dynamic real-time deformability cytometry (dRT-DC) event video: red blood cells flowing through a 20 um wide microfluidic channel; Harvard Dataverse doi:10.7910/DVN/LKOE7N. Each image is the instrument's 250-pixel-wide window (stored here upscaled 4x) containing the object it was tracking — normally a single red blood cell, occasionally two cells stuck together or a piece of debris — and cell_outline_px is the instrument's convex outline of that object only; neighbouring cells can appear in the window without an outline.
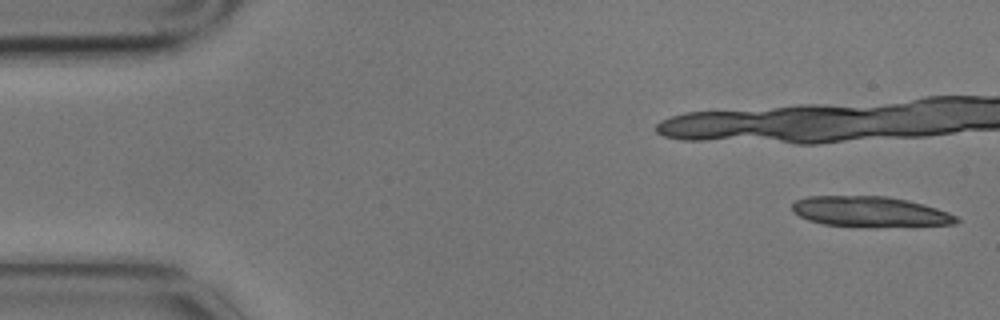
{"species": "common noctule bat (a hibernating species)", "species_latin": "Nyctalus noctula", "temperature_condition": "cold", "stored_images_in_passage": 5, "camera_frame_rate_fps": 3000, "um_per_image_px": 0.085, "animal": {"sex": "male", "body_mass_g": 17.9}, "frame": {"image": 1, "passage_image": 1, "time_ms": 0.0, "image_size_px": [1000, 320], "cell_outline_px": [[960, 220], [956, 224], [912, 228], [876, 228], [824, 224], [808, 220], [792, 212], [792, 204], [796, 200], [808, 196], [888, 196], [908, 200], [924, 204], [948, 212], [956, 216]], "centroid_in_image_um": [74.04, 18.03], "position_along_channel_um": 11.0, "area_um2": 30.11}}